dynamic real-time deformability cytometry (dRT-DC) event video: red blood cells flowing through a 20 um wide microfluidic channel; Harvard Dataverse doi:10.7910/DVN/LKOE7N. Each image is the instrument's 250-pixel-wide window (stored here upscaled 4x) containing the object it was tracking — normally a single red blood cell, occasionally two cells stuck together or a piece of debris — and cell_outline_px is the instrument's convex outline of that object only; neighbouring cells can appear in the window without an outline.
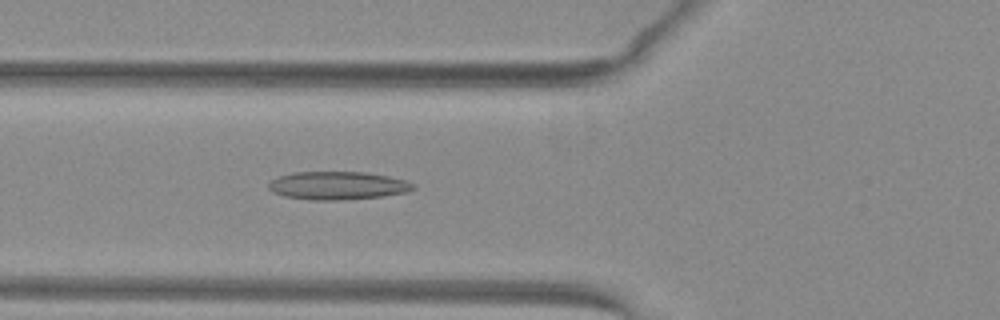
{"species": "common noctule bat (a hibernating species)", "species_latin": "Nyctalus noctula", "temperature_condition": "warm", "stored_images_in_passage": 53, "camera_frame_rate_fps": 3000, "um_per_image_px": 0.085, "animal": {"sex": "female", "body_mass_g": 29.2, "forearm_length_mm": 56.3}, "frame": {"image": 1, "passage_image": 21, "time_ms": 6.667, "image_size_px": [1000, 320], "cell_outline_px": [[416, 188], [408, 192], [380, 196], [344, 200], [308, 200], [284, 196], [272, 192], [268, 188], [268, 184], [276, 176], [292, 172], [364, 172], [388, 176], [404, 180], [416, 184]], "centroid_in_image_um": [28.67, 15.77], "position_along_channel_um": 97.1, "area_um2": 23.87}}
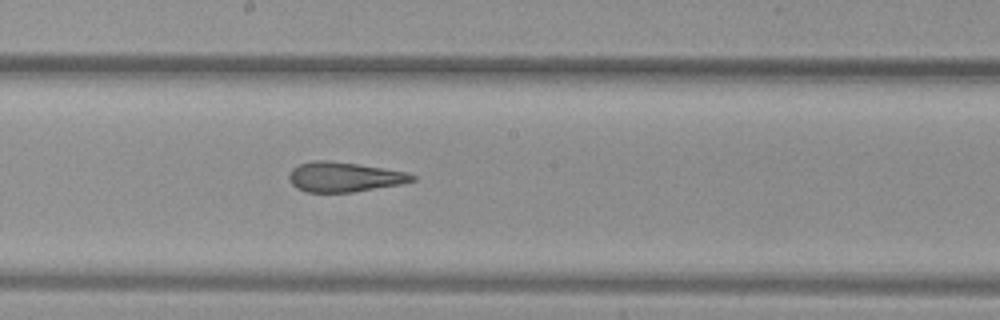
{"frame": {"image": 2, "passage_image": 30, "time_ms": 9.667, "image_size_px": [1000, 320], "cell_outline_px": [[416, 180], [400, 184], [352, 192], [308, 192], [296, 188], [288, 180], [288, 172], [292, 168], [300, 164], [312, 160], [324, 160], [356, 164], [384, 168], [404, 172], [416, 176]], "centroid_in_image_um": [29.2, 15.04], "position_along_channel_um": 219.0, "area_um2": 21.27}}
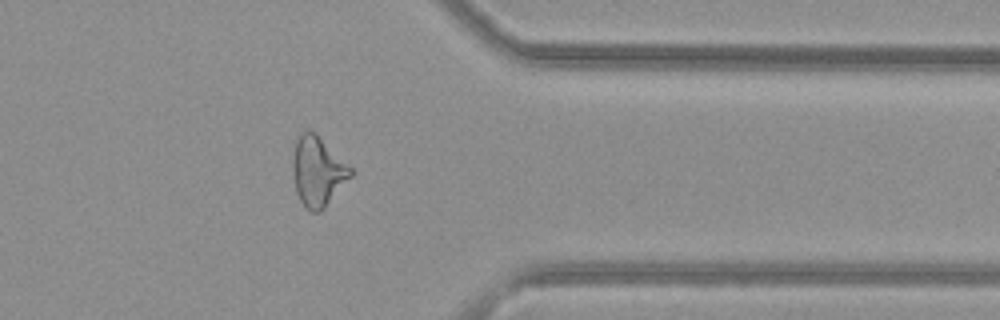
{"frame": {"image": 3, "passage_image": 43, "time_ms": 14.0, "image_size_px": [1000, 320], "cell_outline_px": [[356, 172], [324, 208], [320, 212], [312, 212], [300, 200], [296, 192], [292, 172], [292, 160], [296, 140], [308, 128], [316, 132]], "centroid_in_image_um": [27.02, 14.55], "position_along_channel_um": 384.4, "area_um2": 23.64}, "authors_computed_cell_mechanics": {"area_um2": 24.1026, "velocity_mm_per_s": 4.0471, "shape_relaxation_time_tau1_ms": null, "shape_relaxation_time_tau2_ms": 2.0502, "deformation_change_tau1": null, "deformation_change_tau2": 0.1259}}